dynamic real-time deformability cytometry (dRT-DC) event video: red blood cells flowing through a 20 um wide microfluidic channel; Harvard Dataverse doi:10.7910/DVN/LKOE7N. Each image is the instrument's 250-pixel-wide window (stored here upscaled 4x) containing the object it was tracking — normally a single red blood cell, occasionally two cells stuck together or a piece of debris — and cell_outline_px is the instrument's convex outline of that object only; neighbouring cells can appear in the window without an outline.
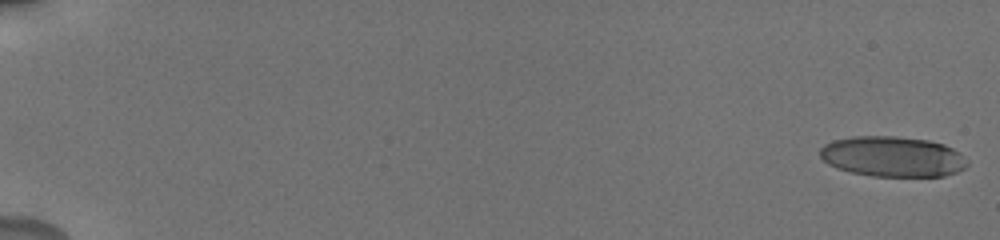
{"species": "human", "species_latin": "Homo sapiens", "temperature_condition": "cold", "stored_images_in_passage": 20, "camera_frame_rate_fps": 3000, "um_per_image_px": 0.085, "donor": {"sex": "male"}, "frame": {"image": 1, "passage_image": 1, "time_ms": 0.0, "image_size_px": [1000, 240], "cell_outline_px": [[968, 164], [964, 168], [956, 172], [944, 176], [872, 176], [852, 172], [836, 168], [828, 164], [820, 156], [820, 148], [824, 144], [832, 140], [852, 136], [896, 136], [928, 140], [944, 144], [960, 152], [968, 160]], "centroid_in_image_um": [75.87, 13.3], "position_along_channel_um": 9.1, "area_um2": 34.85}}
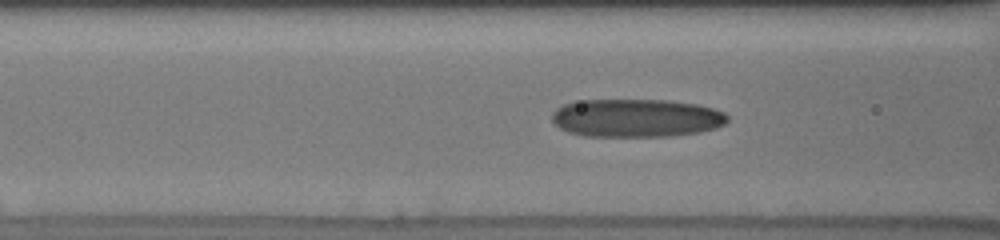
{"frame": {"image": 2, "passage_image": 17, "time_ms": 8.0, "image_size_px": [1000, 240], "cell_outline_px": [[728, 120], [724, 124], [716, 128], [700, 132], [668, 136], [584, 136], [568, 132], [560, 128], [552, 120], [552, 112], [556, 108], [564, 104], [584, 100], [668, 100], [696, 104], [712, 108], [724, 112], [728, 116]], "centroid_in_image_um": [54.08, 10.03], "position_along_channel_um": 112.5, "area_um2": 39.07}}
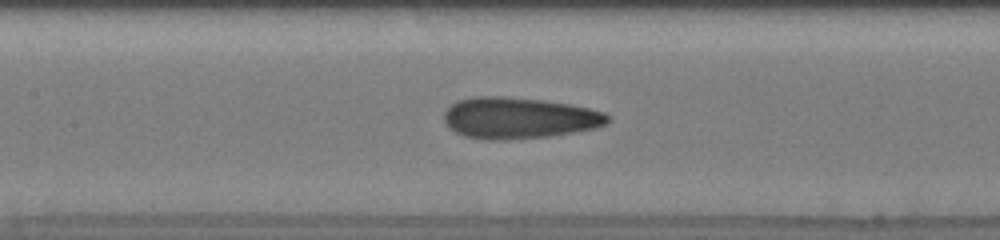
{"frame": {"image": 3, "passage_image": 20, "time_ms": 9.333, "image_size_px": [1000, 240], "cell_outline_px": [[612, 120], [596, 128], [548, 136], [504, 140], [488, 140], [464, 136], [448, 128], [444, 124], [444, 112], [456, 100], [476, 96], [504, 96], [544, 100], [568, 104], [588, 108], [604, 112]], "centroid_in_image_um": [44.06, 10.02], "position_along_channel_um": 163.3, "area_um2": 39.48}}